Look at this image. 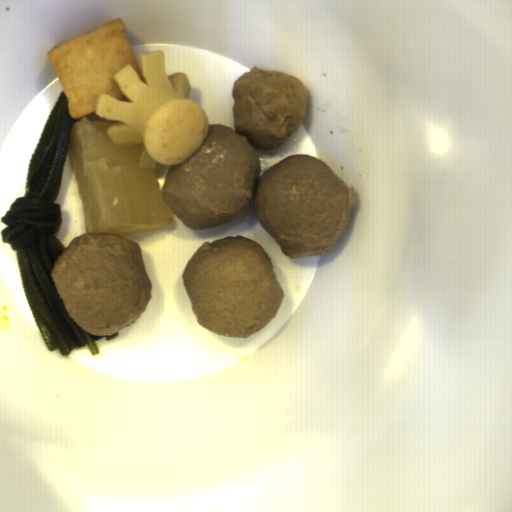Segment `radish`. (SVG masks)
<instances>
[{"label":"radish","mask_w":512,"mask_h":512,"mask_svg":"<svg viewBox=\"0 0 512 512\" xmlns=\"http://www.w3.org/2000/svg\"><path fill=\"white\" fill-rule=\"evenodd\" d=\"M82 117L70 127L68 162L81 200L84 233L119 236L152 232L174 224L157 179L159 165L146 144L116 145L109 125Z\"/></svg>","instance_id":"1f323893"}]
</instances>
